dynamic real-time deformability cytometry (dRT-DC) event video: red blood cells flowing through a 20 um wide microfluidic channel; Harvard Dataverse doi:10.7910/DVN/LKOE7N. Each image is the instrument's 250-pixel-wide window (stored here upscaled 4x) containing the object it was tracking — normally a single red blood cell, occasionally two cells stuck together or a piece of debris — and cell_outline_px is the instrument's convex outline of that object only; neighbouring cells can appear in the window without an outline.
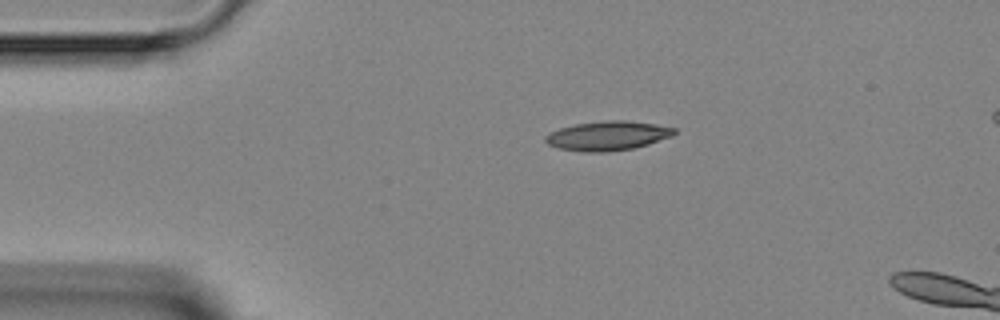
{"species": "Egyptian fruit bat (a non-hibernating species)", "species_latin": "Rousettus aegyptiacus", "temperature_condition": "room temperature", "stored_images_in_passage": 3, "camera_frame_rate_fps": 3000, "um_per_image_px": 0.085, "animal": {"sex": "female"}, "frame": {"image": 1, "passage_image": 1, "time_ms": 0.0, "image_size_px": [1000, 320], "cell_outline_px": [[676, 132], [672, 136], [648, 144], [632, 148], [608, 152], [584, 152], [560, 148], [548, 144], [544, 140], [544, 136], [560, 128], [576, 124], [604, 120], [624, 120], [652, 124], [676, 128]], "centroid_in_image_um": [51.64, 11.54], "position_along_channel_um": 33.4, "area_um2": 21.79}}